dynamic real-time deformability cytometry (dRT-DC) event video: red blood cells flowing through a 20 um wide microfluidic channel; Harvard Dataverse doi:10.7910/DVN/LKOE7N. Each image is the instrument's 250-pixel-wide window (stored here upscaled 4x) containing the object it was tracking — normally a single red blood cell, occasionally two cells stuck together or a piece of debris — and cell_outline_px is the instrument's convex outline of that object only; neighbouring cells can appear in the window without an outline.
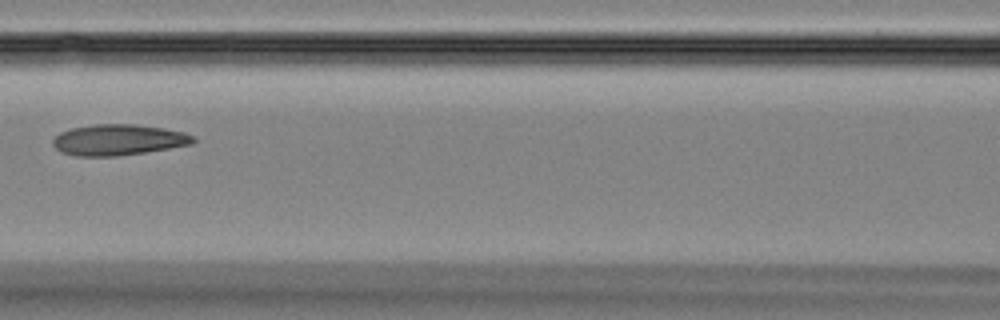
{"species": "Egyptian fruit bat (a non-hibernating species)", "species_latin": "Rousettus aegyptiacus", "temperature_condition": "room temperature", "stored_images_in_passage": 7, "camera_frame_rate_fps": 3000, "um_per_image_px": 0.085, "animal": {"sex": "female"}, "frame": {"image": 1, "passage_image": 7, "time_ms": 7.0, "image_size_px": [1000, 320], "cell_outline_px": [[196, 140], [192, 144], [144, 152], [116, 156], [76, 156], [60, 152], [52, 144], [52, 140], [60, 132], [72, 128], [96, 124], [136, 124], [164, 128], [184, 132], [196, 136]], "centroid_in_image_um": [10.06, 11.88], "position_along_channel_um": 156.5, "area_um2": 25.32}}